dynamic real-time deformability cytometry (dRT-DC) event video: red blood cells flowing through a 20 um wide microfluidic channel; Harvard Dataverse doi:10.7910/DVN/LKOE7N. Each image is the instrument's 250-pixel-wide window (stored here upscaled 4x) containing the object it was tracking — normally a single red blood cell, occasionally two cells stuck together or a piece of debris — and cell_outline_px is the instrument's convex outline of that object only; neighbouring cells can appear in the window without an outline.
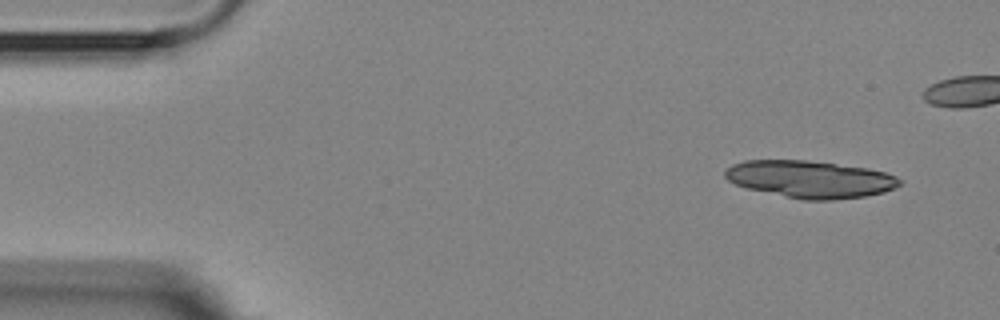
{"species": "Egyptian fruit bat (a non-hibernating species)", "species_latin": "Rousettus aegyptiacus", "temperature_condition": "room temperature", "stored_images_in_passage": 5, "camera_frame_rate_fps": 3000, "um_per_image_px": 0.085, "animal": {"sex": "female"}, "frame": {"image": 1, "passage_image": 1, "time_ms": 0.0, "image_size_px": [1000, 320], "cell_outline_px": [[900, 184], [884, 192], [864, 196], [832, 200], [804, 200], [748, 188], [736, 184], [728, 180], [724, 176], [724, 172], [732, 164], [744, 160], [808, 160], [868, 168], [884, 172], [896, 176], [900, 180]], "centroid_in_image_um": [68.85, 15.22], "position_along_channel_um": 16.2, "area_um2": 37.57}}